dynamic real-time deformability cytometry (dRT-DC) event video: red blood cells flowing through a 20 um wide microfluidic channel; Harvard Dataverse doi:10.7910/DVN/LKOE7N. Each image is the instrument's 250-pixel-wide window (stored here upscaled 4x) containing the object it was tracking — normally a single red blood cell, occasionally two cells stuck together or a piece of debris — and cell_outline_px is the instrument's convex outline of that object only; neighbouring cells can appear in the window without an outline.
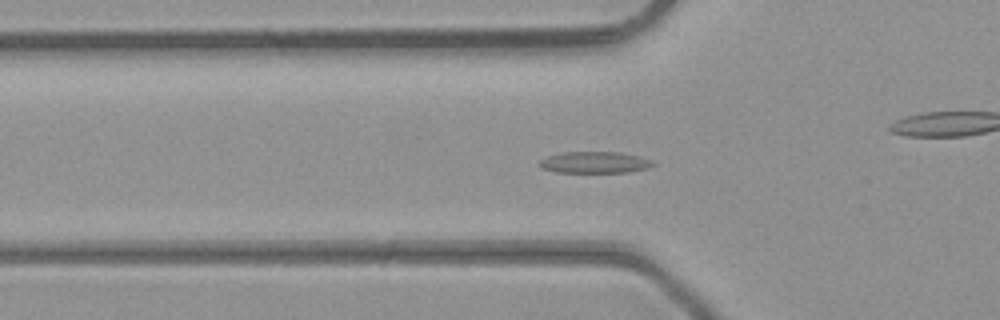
{"species": "common noctule bat (a hibernating species)", "species_latin": "Nyctalus noctula", "temperature_condition": "room temperature", "stored_images_in_passage": 48, "camera_frame_rate_fps": 3000, "um_per_image_px": 0.085, "animal": {"sex": "male", "body_mass_g": 23.1, "forearm_length_mm": 52.7}, "frame": {"image": 1, "passage_image": 16, "time_ms": 5.0, "image_size_px": [1000, 320], "cell_outline_px": [[656, 164], [648, 168], [628, 172], [556, 172], [540, 168], [536, 164], [540, 160], [548, 156], [560, 152], [620, 152], [640, 156], [652, 160]], "centroid_in_image_um": [50.53, 13.8], "position_along_channel_um": 75.3, "area_um2": 14.39}}
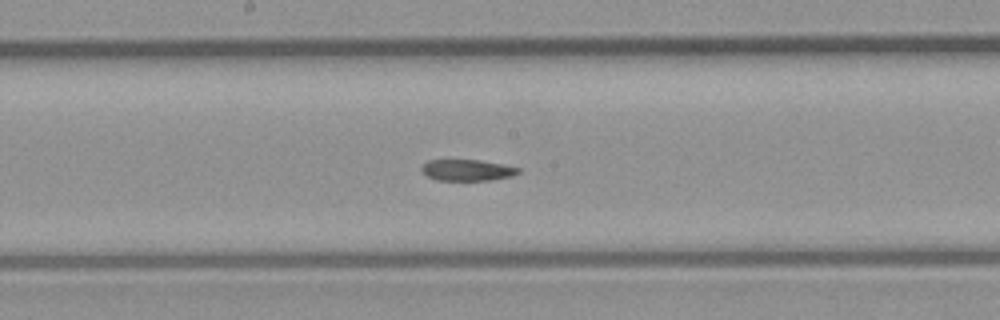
{"frame": {"image": 2, "passage_image": 25, "time_ms": 8.0, "image_size_px": [1000, 320], "cell_outline_px": [[520, 172], [512, 176], [488, 180], [436, 180], [428, 176], [420, 168], [420, 164], [428, 160], [480, 160], [504, 164], [520, 168]], "centroid_in_image_um": [39.7, 14.45], "position_along_channel_um": 208.5, "area_um2": 12.02}}
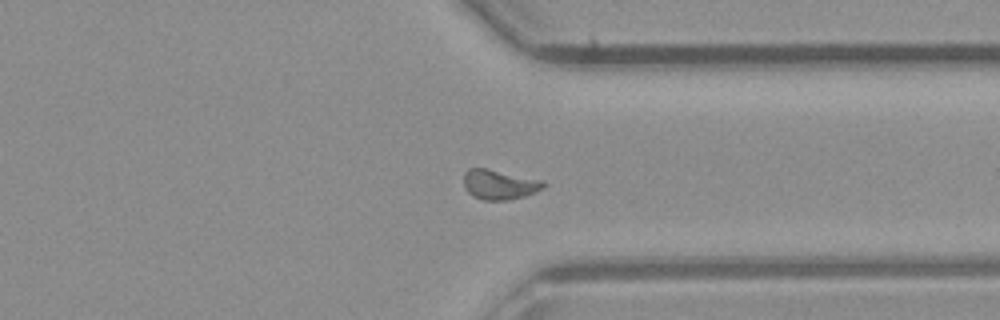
{"frame": {"image": 3, "passage_image": 36, "time_ms": 11.667, "image_size_px": [1000, 320], "cell_outline_px": [[544, 188], [524, 196], [508, 200], [484, 200], [472, 196], [464, 188], [464, 172], [468, 168], [488, 168], [544, 180]], "centroid_in_image_um": [42.43, 15.67], "position_along_channel_um": 369.0, "area_um2": 13.99}, "authors_computed_cell_mechanics": {"area_um2": 13.9298, "velocity_mm_per_s": 4.4024, "shape_relaxation_time_tau1_ms": null, "shape_relaxation_time_tau2_ms": 1.235, "deformation_change_tau1": null, "deformation_change_tau2": 0.0636}}